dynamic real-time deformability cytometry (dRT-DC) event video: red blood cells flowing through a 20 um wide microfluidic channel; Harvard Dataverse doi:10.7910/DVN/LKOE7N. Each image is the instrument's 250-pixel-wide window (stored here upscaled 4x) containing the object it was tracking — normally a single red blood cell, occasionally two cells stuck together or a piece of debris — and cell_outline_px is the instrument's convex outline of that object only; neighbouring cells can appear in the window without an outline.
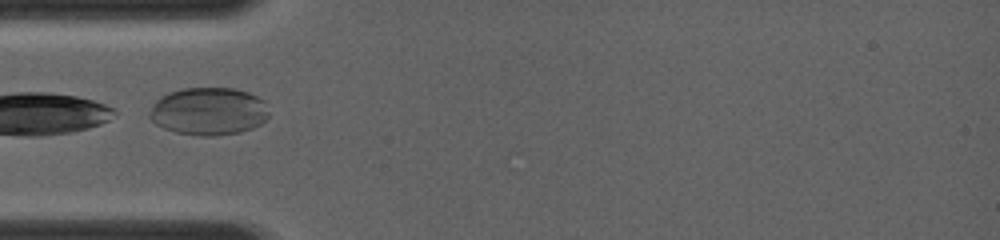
{"species": "common noctule bat (a hibernating species)", "species_latin": "Nyctalus noctula", "temperature_condition": "room temperature", "stored_images_in_passage": 5, "camera_frame_rate_fps": 4000, "um_per_image_px": 0.085, "animal": {"sex": "female", "body_mass_g": 19.0, "forearm_length_mm": 56.7}, "frame": {"image": 1, "passage_image": 1, "time_ms": 0.0, "image_size_px": [1000, 240], "cell_outline_px": [[268, 116], [260, 124], [252, 128], [240, 132], [216, 136], [200, 136], [176, 132], [164, 128], [156, 124], [148, 116], [148, 112], [156, 100], [160, 96], [168, 92], [180, 88], [232, 88], [248, 92], [264, 100], [268, 112]], "centroid_in_image_um": [17.71, 9.45], "position_along_channel_um": 67.3, "area_um2": 33.35}}